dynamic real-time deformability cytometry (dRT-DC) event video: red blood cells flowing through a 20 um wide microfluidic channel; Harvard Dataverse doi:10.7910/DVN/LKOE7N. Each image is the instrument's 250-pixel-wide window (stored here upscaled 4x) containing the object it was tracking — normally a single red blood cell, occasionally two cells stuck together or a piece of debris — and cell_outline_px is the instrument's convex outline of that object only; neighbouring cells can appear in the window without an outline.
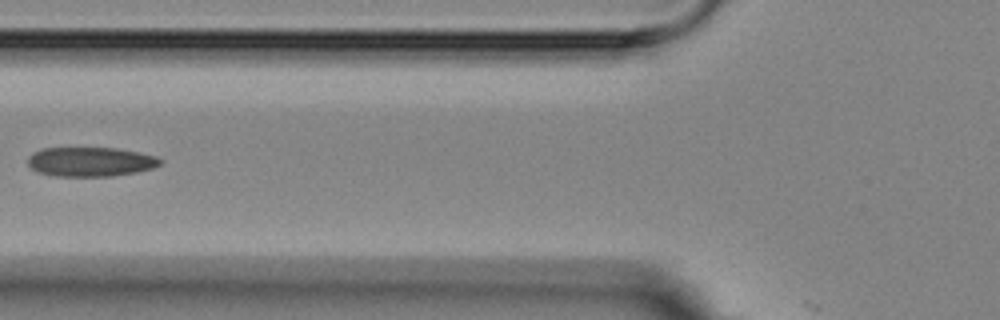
{"species": "Egyptian fruit bat (a non-hibernating species)", "species_latin": "Rousettus aegyptiacus", "temperature_condition": "room temperature", "stored_images_in_passage": 15, "camera_frame_rate_fps": 3000, "um_per_image_px": 0.085, "animal": {"sex": "female"}, "frame": {"image": 1, "passage_image": 6, "time_ms": 6.667, "image_size_px": [1000, 320], "cell_outline_px": [[164, 160], [160, 164], [152, 168], [136, 172], [112, 176], [56, 176], [40, 172], [32, 168], [28, 164], [28, 156], [32, 152], [40, 148], [116, 148], [156, 156]], "centroid_in_image_um": [7.68, 13.74], "position_along_channel_um": 118.1, "area_um2": 22.6}}
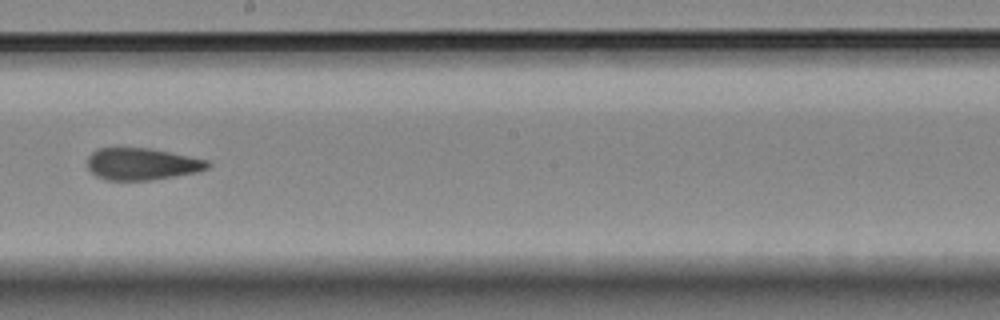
{"frame": {"image": 2, "passage_image": 9, "time_ms": 10.0, "image_size_px": [1000, 320], "cell_outline_px": [[212, 164], [208, 168], [196, 172], [152, 180], [104, 180], [96, 176], [88, 168], [88, 156], [96, 148], [148, 148], [208, 160]], "centroid_in_image_um": [12.04, 13.94], "position_along_channel_um": 236.2, "area_um2": 22.31}}
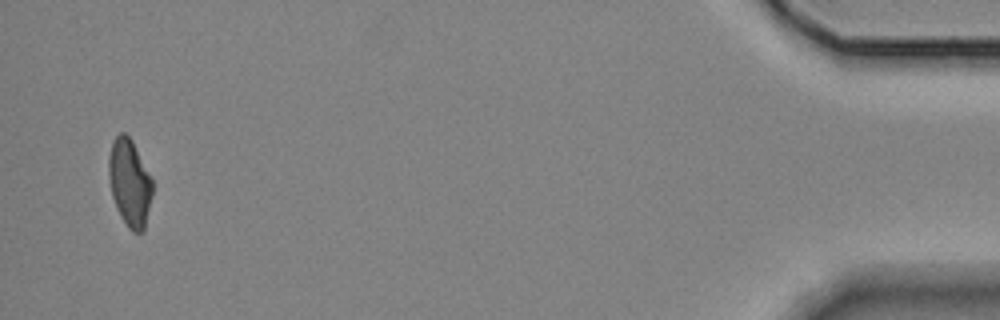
{"frame": {"image": 3, "passage_image": 15, "time_ms": 17.667, "image_size_px": [1000, 320], "cell_outline_px": [[152, 196], [144, 232], [132, 232], [128, 228], [120, 216], [116, 208], [112, 196], [108, 176], [108, 156], [112, 140], [120, 132], [124, 132], [132, 140], [152, 176]], "centroid_in_image_um": [11.02, 15.53], "position_along_channel_um": 424.2, "area_um2": 22.66}, "authors_computed_cell_mechanics": {"area_um2": 23.0622, "velocity_mm_per_s": 3.545, "shape_relaxation_time_tau1_ms": 6.539, "shape_relaxation_time_tau2_ms": 1.5222, "deformation_change_tau1": 0.1467, "deformation_change_tau2": 0.0765}}